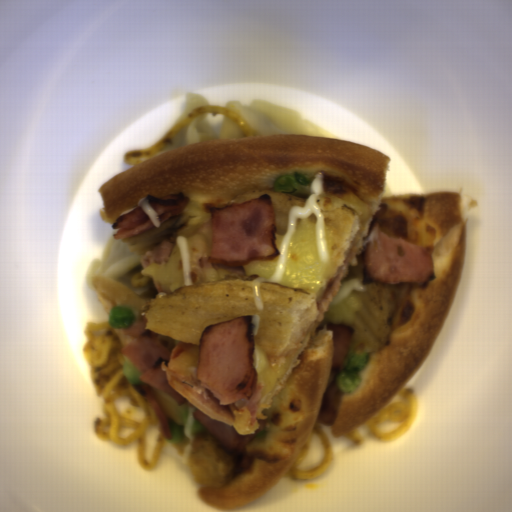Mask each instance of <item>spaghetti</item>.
Segmentation results:
<instances>
[{
	"label": "spaghetti",
	"mask_w": 512,
	"mask_h": 512,
	"mask_svg": "<svg viewBox=\"0 0 512 512\" xmlns=\"http://www.w3.org/2000/svg\"><path fill=\"white\" fill-rule=\"evenodd\" d=\"M83 334L86 343L82 351L90 369V379L96 395L102 399L101 410L105 416L95 420V436L100 440L112 441L114 446L120 447L135 442L136 460L140 468L153 471L162 458L166 439L158 432L153 453L147 458L145 433L153 424L147 416L142 420L128 418L115 405L120 396H128L132 405H138L129 390L130 383L123 371L124 361L135 366L134 362L121 354L120 350L124 346L109 321L85 323Z\"/></svg>",
	"instance_id": "1"
},
{
	"label": "spaghetti",
	"mask_w": 512,
	"mask_h": 512,
	"mask_svg": "<svg viewBox=\"0 0 512 512\" xmlns=\"http://www.w3.org/2000/svg\"><path fill=\"white\" fill-rule=\"evenodd\" d=\"M396 394L403 400L384 406L368 423L369 433L379 442L398 439L408 432L419 412V399L407 388H401Z\"/></svg>",
	"instance_id": "2"
},
{
	"label": "spaghetti",
	"mask_w": 512,
	"mask_h": 512,
	"mask_svg": "<svg viewBox=\"0 0 512 512\" xmlns=\"http://www.w3.org/2000/svg\"><path fill=\"white\" fill-rule=\"evenodd\" d=\"M203 113H214L232 120L239 125L245 136L257 135L252 121L234 108H229L218 104H203L185 115L150 146L142 150H130L125 155L123 162L135 165L157 153L162 152L183 126Z\"/></svg>",
	"instance_id": "3"
},
{
	"label": "spaghetti",
	"mask_w": 512,
	"mask_h": 512,
	"mask_svg": "<svg viewBox=\"0 0 512 512\" xmlns=\"http://www.w3.org/2000/svg\"><path fill=\"white\" fill-rule=\"evenodd\" d=\"M313 432L320 440L322 448H323L322 460L319 463V465L313 469L300 470L299 466L307 457L310 447H311V444L308 441L302 454L299 456V458L296 460V462L290 468V473L292 474V476L294 478H298L301 480H308L313 477L319 476L330 466V464L334 458L330 438H329L326 430L323 428V426L321 424L317 423Z\"/></svg>",
	"instance_id": "4"
},
{
	"label": "spaghetti",
	"mask_w": 512,
	"mask_h": 512,
	"mask_svg": "<svg viewBox=\"0 0 512 512\" xmlns=\"http://www.w3.org/2000/svg\"><path fill=\"white\" fill-rule=\"evenodd\" d=\"M141 268L132 276L129 282L133 288L149 286L151 283L152 277L143 275Z\"/></svg>",
	"instance_id": "5"
},
{
	"label": "spaghetti",
	"mask_w": 512,
	"mask_h": 512,
	"mask_svg": "<svg viewBox=\"0 0 512 512\" xmlns=\"http://www.w3.org/2000/svg\"><path fill=\"white\" fill-rule=\"evenodd\" d=\"M344 437H346L347 439L352 441L355 445H359V446L363 445V442L365 439L363 433L360 432L359 428L347 435H344Z\"/></svg>",
	"instance_id": "6"
}]
</instances>
